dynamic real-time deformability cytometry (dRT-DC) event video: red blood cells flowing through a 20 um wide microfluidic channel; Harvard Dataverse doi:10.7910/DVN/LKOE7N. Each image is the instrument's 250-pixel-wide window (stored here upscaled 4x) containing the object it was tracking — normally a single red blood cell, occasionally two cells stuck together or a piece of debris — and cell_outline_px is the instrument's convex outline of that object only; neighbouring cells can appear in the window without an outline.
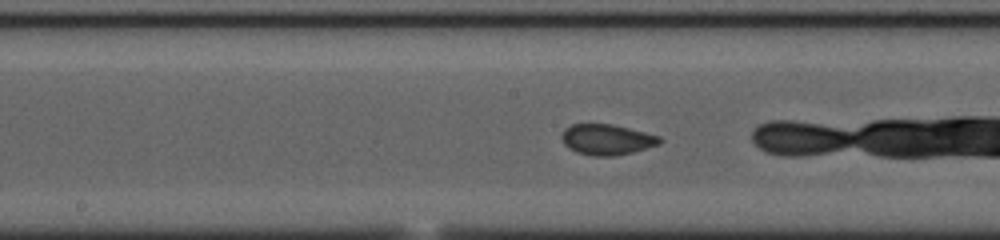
{"species": "common noctule bat (a hibernating species)", "species_latin": "Nyctalus noctula", "temperature_condition": "cold", "stored_images_in_passage": 40, "camera_frame_rate_fps": 3000, "um_per_image_px": 0.085, "animal": {"sex": "female", "body_mass_g": 23.0, "forearm_length_mm": 53.4}, "frame": {"image": 1, "passage_image": 25, "time_ms": 8.0, "image_size_px": [1000, 240], "cell_outline_px": [[664, 140], [660, 144], [632, 152], [612, 156], [596, 156], [576, 152], [568, 148], [564, 144], [560, 136], [564, 128], [572, 124], [612, 124], [660, 136]], "centroid_in_image_um": [51.56, 11.86], "position_along_channel_um": 196.6, "area_um2": 17.51}}
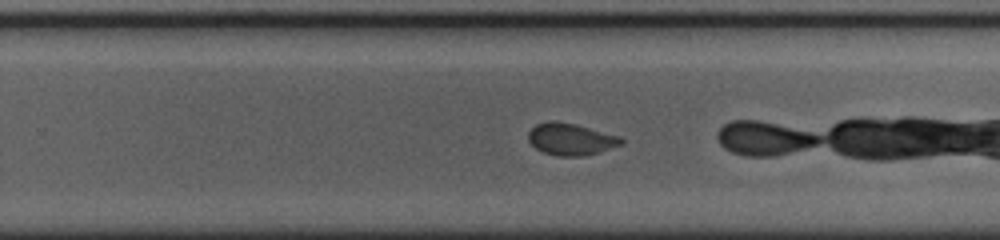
{"frame": {"image": 2, "passage_image": 32, "time_ms": 10.333, "image_size_px": [1000, 240], "cell_outline_px": [[624, 144], [600, 152], [584, 156], [556, 156], [544, 152], [536, 148], [528, 140], [528, 132], [536, 124], [548, 120], [552, 120], [576, 124], [620, 136], [624, 140]], "centroid_in_image_um": [48.54, 11.83], "position_along_channel_um": 281.3, "area_um2": 17.46}}